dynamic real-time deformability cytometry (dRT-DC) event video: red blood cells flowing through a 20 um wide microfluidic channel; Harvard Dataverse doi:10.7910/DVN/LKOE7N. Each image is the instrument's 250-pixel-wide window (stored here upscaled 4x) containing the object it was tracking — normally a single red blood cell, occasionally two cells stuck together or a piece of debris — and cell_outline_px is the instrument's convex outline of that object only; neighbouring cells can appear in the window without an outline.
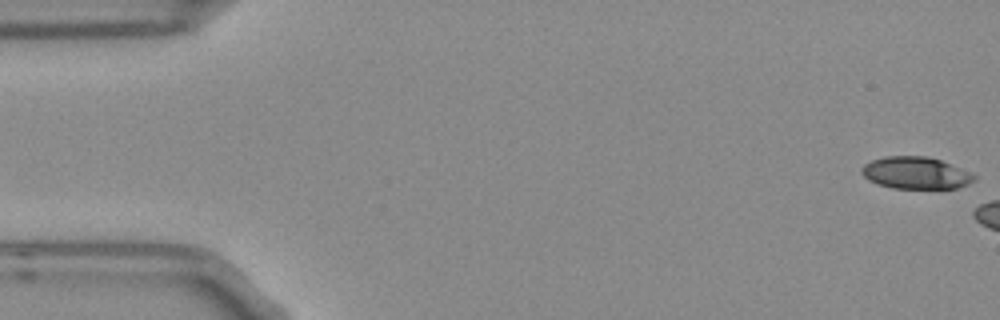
{"species": "Egyptian fruit bat (a non-hibernating species)", "species_latin": "Rousettus aegyptiacus", "temperature_condition": "room temperature", "stored_images_in_passage": 3, "camera_frame_rate_fps": 3000, "um_per_image_px": 0.085, "frame": {"image": 1, "passage_image": 1, "time_ms": 0.0, "image_size_px": [1000, 320], "cell_outline_px": [[976, 180], [968, 184], [956, 188], [892, 188], [876, 184], [868, 180], [860, 172], [860, 168], [864, 164], [872, 160], [884, 156], [924, 156], [940, 160], [960, 168], [976, 176]], "centroid_in_image_um": [77.79, 14.7], "position_along_channel_um": 7.2, "area_um2": 20.98}}